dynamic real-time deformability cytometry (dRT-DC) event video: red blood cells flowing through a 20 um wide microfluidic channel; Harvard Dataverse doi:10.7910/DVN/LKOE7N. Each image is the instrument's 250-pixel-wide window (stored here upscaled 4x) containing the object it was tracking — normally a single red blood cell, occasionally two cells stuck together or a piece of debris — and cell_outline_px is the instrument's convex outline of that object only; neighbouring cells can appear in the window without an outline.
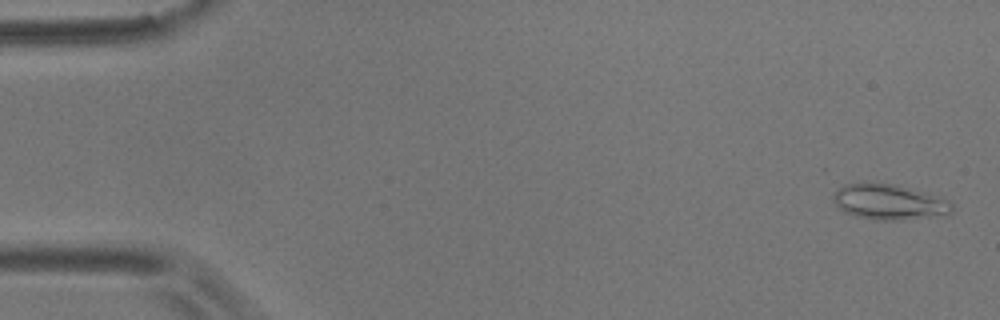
{"species": "common noctule bat (a hibernating species)", "species_latin": "Nyctalus noctula", "temperature_condition": "room temperature", "stored_images_in_passage": 5, "camera_frame_rate_fps": 3000, "um_per_image_px": 0.085, "animal": {"sex": "male", "body_mass_g": 17.9}, "frame": {"image": 1, "passage_image": 1, "time_ms": 0.0, "image_size_px": [1000, 320], "cell_outline_px": [[952, 212], [948, 216], [896, 220], [876, 220], [856, 216], [844, 212], [832, 200], [832, 192], [844, 184], [896, 184], [944, 200], [952, 204]], "centroid_in_image_um": [75.54, 17.2], "position_along_channel_um": 9.5, "area_um2": 24.1}}